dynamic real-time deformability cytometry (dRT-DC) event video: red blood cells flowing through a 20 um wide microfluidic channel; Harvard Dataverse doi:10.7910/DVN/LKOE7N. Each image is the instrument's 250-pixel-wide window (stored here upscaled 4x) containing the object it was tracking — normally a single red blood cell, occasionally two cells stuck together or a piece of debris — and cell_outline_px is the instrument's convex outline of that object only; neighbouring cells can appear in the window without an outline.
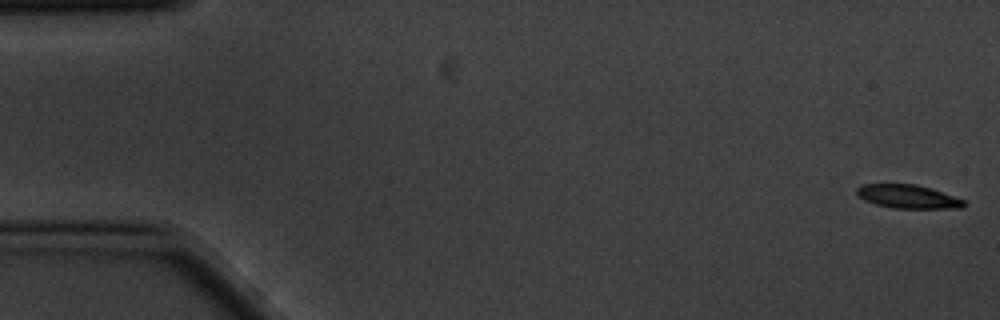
{"species": "common noctule bat (a hibernating species)", "species_latin": "Nyctalus noctula", "temperature_condition": "cold", "stored_images_in_passage": 4, "camera_frame_rate_fps": 3000, "um_per_image_px": 0.085, "animal": {"sex": "male", "body_mass_g": 20.1, "forearm_length_mm": 53.5}, "frame": {"image": 1, "passage_image": 1, "time_ms": 0.0, "image_size_px": [1000, 320], "cell_outline_px": [[968, 204], [964, 208], [892, 208], [876, 204], [864, 200], [856, 192], [856, 188], [860, 184], [916, 184], [964, 200]], "centroid_in_image_um": [77.16, 16.71], "position_along_channel_um": 7.8, "area_um2": 14.57}}